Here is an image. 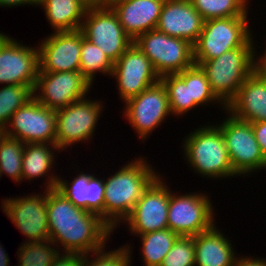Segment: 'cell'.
I'll return each instance as SVG.
<instances>
[{
    "label": "cell",
    "mask_w": 266,
    "mask_h": 266,
    "mask_svg": "<svg viewBox=\"0 0 266 266\" xmlns=\"http://www.w3.org/2000/svg\"><path fill=\"white\" fill-rule=\"evenodd\" d=\"M225 112L227 118L216 125L221 129L234 172L245 177L266 169V160L256 140L252 123Z\"/></svg>",
    "instance_id": "cell-6"
},
{
    "label": "cell",
    "mask_w": 266,
    "mask_h": 266,
    "mask_svg": "<svg viewBox=\"0 0 266 266\" xmlns=\"http://www.w3.org/2000/svg\"><path fill=\"white\" fill-rule=\"evenodd\" d=\"M142 243V261L144 266H161L166 254L180 237L169 228L138 235Z\"/></svg>",
    "instance_id": "cell-27"
},
{
    "label": "cell",
    "mask_w": 266,
    "mask_h": 266,
    "mask_svg": "<svg viewBox=\"0 0 266 266\" xmlns=\"http://www.w3.org/2000/svg\"><path fill=\"white\" fill-rule=\"evenodd\" d=\"M170 189L160 175L144 191L142 197L123 221L132 235L138 236L168 228ZM127 222V223H126Z\"/></svg>",
    "instance_id": "cell-15"
},
{
    "label": "cell",
    "mask_w": 266,
    "mask_h": 266,
    "mask_svg": "<svg viewBox=\"0 0 266 266\" xmlns=\"http://www.w3.org/2000/svg\"><path fill=\"white\" fill-rule=\"evenodd\" d=\"M161 266H195V236H180L164 257Z\"/></svg>",
    "instance_id": "cell-35"
},
{
    "label": "cell",
    "mask_w": 266,
    "mask_h": 266,
    "mask_svg": "<svg viewBox=\"0 0 266 266\" xmlns=\"http://www.w3.org/2000/svg\"><path fill=\"white\" fill-rule=\"evenodd\" d=\"M256 140L260 146L262 155L266 160V121L252 123Z\"/></svg>",
    "instance_id": "cell-36"
},
{
    "label": "cell",
    "mask_w": 266,
    "mask_h": 266,
    "mask_svg": "<svg viewBox=\"0 0 266 266\" xmlns=\"http://www.w3.org/2000/svg\"><path fill=\"white\" fill-rule=\"evenodd\" d=\"M264 53L257 55L260 52L255 51L254 55V73L258 75L266 84V48ZM261 55V56H260Z\"/></svg>",
    "instance_id": "cell-38"
},
{
    "label": "cell",
    "mask_w": 266,
    "mask_h": 266,
    "mask_svg": "<svg viewBox=\"0 0 266 266\" xmlns=\"http://www.w3.org/2000/svg\"><path fill=\"white\" fill-rule=\"evenodd\" d=\"M23 242L16 252L19 259L17 266H50L62 253L61 247L54 248L57 246L50 239L41 242Z\"/></svg>",
    "instance_id": "cell-31"
},
{
    "label": "cell",
    "mask_w": 266,
    "mask_h": 266,
    "mask_svg": "<svg viewBox=\"0 0 266 266\" xmlns=\"http://www.w3.org/2000/svg\"><path fill=\"white\" fill-rule=\"evenodd\" d=\"M255 49L239 47L209 61H194L204 71L212 92L225 106L254 72Z\"/></svg>",
    "instance_id": "cell-4"
},
{
    "label": "cell",
    "mask_w": 266,
    "mask_h": 266,
    "mask_svg": "<svg viewBox=\"0 0 266 266\" xmlns=\"http://www.w3.org/2000/svg\"><path fill=\"white\" fill-rule=\"evenodd\" d=\"M80 30L113 63L134 43L110 5L88 7Z\"/></svg>",
    "instance_id": "cell-10"
},
{
    "label": "cell",
    "mask_w": 266,
    "mask_h": 266,
    "mask_svg": "<svg viewBox=\"0 0 266 266\" xmlns=\"http://www.w3.org/2000/svg\"><path fill=\"white\" fill-rule=\"evenodd\" d=\"M145 159L135 158L104 179V221L113 230L123 224L144 191L161 175Z\"/></svg>",
    "instance_id": "cell-2"
},
{
    "label": "cell",
    "mask_w": 266,
    "mask_h": 266,
    "mask_svg": "<svg viewBox=\"0 0 266 266\" xmlns=\"http://www.w3.org/2000/svg\"><path fill=\"white\" fill-rule=\"evenodd\" d=\"M95 175L82 171L70 183L59 175L56 189L75 206L98 214L104 220V179Z\"/></svg>",
    "instance_id": "cell-21"
},
{
    "label": "cell",
    "mask_w": 266,
    "mask_h": 266,
    "mask_svg": "<svg viewBox=\"0 0 266 266\" xmlns=\"http://www.w3.org/2000/svg\"><path fill=\"white\" fill-rule=\"evenodd\" d=\"M111 76L116 79L123 103L160 80L150 60L135 43L114 63Z\"/></svg>",
    "instance_id": "cell-17"
},
{
    "label": "cell",
    "mask_w": 266,
    "mask_h": 266,
    "mask_svg": "<svg viewBox=\"0 0 266 266\" xmlns=\"http://www.w3.org/2000/svg\"><path fill=\"white\" fill-rule=\"evenodd\" d=\"M237 256L234 266H266L265 258H257L254 256Z\"/></svg>",
    "instance_id": "cell-39"
},
{
    "label": "cell",
    "mask_w": 266,
    "mask_h": 266,
    "mask_svg": "<svg viewBox=\"0 0 266 266\" xmlns=\"http://www.w3.org/2000/svg\"><path fill=\"white\" fill-rule=\"evenodd\" d=\"M2 133L24 144H55L56 110L44 107L33 98L13 113Z\"/></svg>",
    "instance_id": "cell-13"
},
{
    "label": "cell",
    "mask_w": 266,
    "mask_h": 266,
    "mask_svg": "<svg viewBox=\"0 0 266 266\" xmlns=\"http://www.w3.org/2000/svg\"><path fill=\"white\" fill-rule=\"evenodd\" d=\"M91 87L80 71L38 72L33 93L41 105L57 110L88 96Z\"/></svg>",
    "instance_id": "cell-12"
},
{
    "label": "cell",
    "mask_w": 266,
    "mask_h": 266,
    "mask_svg": "<svg viewBox=\"0 0 266 266\" xmlns=\"http://www.w3.org/2000/svg\"><path fill=\"white\" fill-rule=\"evenodd\" d=\"M89 7L90 6H103L109 5V0H83Z\"/></svg>",
    "instance_id": "cell-42"
},
{
    "label": "cell",
    "mask_w": 266,
    "mask_h": 266,
    "mask_svg": "<svg viewBox=\"0 0 266 266\" xmlns=\"http://www.w3.org/2000/svg\"><path fill=\"white\" fill-rule=\"evenodd\" d=\"M82 31L54 32L38 43L39 72L79 71Z\"/></svg>",
    "instance_id": "cell-18"
},
{
    "label": "cell",
    "mask_w": 266,
    "mask_h": 266,
    "mask_svg": "<svg viewBox=\"0 0 266 266\" xmlns=\"http://www.w3.org/2000/svg\"><path fill=\"white\" fill-rule=\"evenodd\" d=\"M53 32L75 31L82 27L89 7L83 0H37Z\"/></svg>",
    "instance_id": "cell-25"
},
{
    "label": "cell",
    "mask_w": 266,
    "mask_h": 266,
    "mask_svg": "<svg viewBox=\"0 0 266 266\" xmlns=\"http://www.w3.org/2000/svg\"><path fill=\"white\" fill-rule=\"evenodd\" d=\"M33 92L28 85H4L0 88V132L7 126L13 113L34 98Z\"/></svg>",
    "instance_id": "cell-32"
},
{
    "label": "cell",
    "mask_w": 266,
    "mask_h": 266,
    "mask_svg": "<svg viewBox=\"0 0 266 266\" xmlns=\"http://www.w3.org/2000/svg\"><path fill=\"white\" fill-rule=\"evenodd\" d=\"M190 92L191 99L199 106L203 107L209 104H220L219 106L226 110V106L215 96L211 90L210 83L205 76L204 71L197 64L190 67Z\"/></svg>",
    "instance_id": "cell-34"
},
{
    "label": "cell",
    "mask_w": 266,
    "mask_h": 266,
    "mask_svg": "<svg viewBox=\"0 0 266 266\" xmlns=\"http://www.w3.org/2000/svg\"><path fill=\"white\" fill-rule=\"evenodd\" d=\"M165 0H110L125 33L134 41L156 28Z\"/></svg>",
    "instance_id": "cell-20"
},
{
    "label": "cell",
    "mask_w": 266,
    "mask_h": 266,
    "mask_svg": "<svg viewBox=\"0 0 266 266\" xmlns=\"http://www.w3.org/2000/svg\"><path fill=\"white\" fill-rule=\"evenodd\" d=\"M160 80L167 89L169 106L172 115H186L188 111L199 107L190 92V67L178 74L162 76Z\"/></svg>",
    "instance_id": "cell-26"
},
{
    "label": "cell",
    "mask_w": 266,
    "mask_h": 266,
    "mask_svg": "<svg viewBox=\"0 0 266 266\" xmlns=\"http://www.w3.org/2000/svg\"><path fill=\"white\" fill-rule=\"evenodd\" d=\"M114 63L96 46L84 37L82 32V47L80 52L79 71L93 85L96 73L111 76Z\"/></svg>",
    "instance_id": "cell-28"
},
{
    "label": "cell",
    "mask_w": 266,
    "mask_h": 266,
    "mask_svg": "<svg viewBox=\"0 0 266 266\" xmlns=\"http://www.w3.org/2000/svg\"><path fill=\"white\" fill-rule=\"evenodd\" d=\"M204 20L248 16L250 0H190Z\"/></svg>",
    "instance_id": "cell-30"
},
{
    "label": "cell",
    "mask_w": 266,
    "mask_h": 266,
    "mask_svg": "<svg viewBox=\"0 0 266 266\" xmlns=\"http://www.w3.org/2000/svg\"><path fill=\"white\" fill-rule=\"evenodd\" d=\"M224 235L214 224L195 236V266H234L238 255Z\"/></svg>",
    "instance_id": "cell-23"
},
{
    "label": "cell",
    "mask_w": 266,
    "mask_h": 266,
    "mask_svg": "<svg viewBox=\"0 0 266 266\" xmlns=\"http://www.w3.org/2000/svg\"><path fill=\"white\" fill-rule=\"evenodd\" d=\"M248 20V16L205 20L193 44L194 61H209L239 47H256Z\"/></svg>",
    "instance_id": "cell-5"
},
{
    "label": "cell",
    "mask_w": 266,
    "mask_h": 266,
    "mask_svg": "<svg viewBox=\"0 0 266 266\" xmlns=\"http://www.w3.org/2000/svg\"><path fill=\"white\" fill-rule=\"evenodd\" d=\"M226 111L251 123L266 121V84L254 72L244 81Z\"/></svg>",
    "instance_id": "cell-22"
},
{
    "label": "cell",
    "mask_w": 266,
    "mask_h": 266,
    "mask_svg": "<svg viewBox=\"0 0 266 266\" xmlns=\"http://www.w3.org/2000/svg\"><path fill=\"white\" fill-rule=\"evenodd\" d=\"M5 215L25 236L26 242H41L50 239L47 215V190L37 195L2 198Z\"/></svg>",
    "instance_id": "cell-14"
},
{
    "label": "cell",
    "mask_w": 266,
    "mask_h": 266,
    "mask_svg": "<svg viewBox=\"0 0 266 266\" xmlns=\"http://www.w3.org/2000/svg\"><path fill=\"white\" fill-rule=\"evenodd\" d=\"M183 139L184 159L201 177L224 179L238 177L234 172L221 129L214 124L196 128Z\"/></svg>",
    "instance_id": "cell-3"
},
{
    "label": "cell",
    "mask_w": 266,
    "mask_h": 266,
    "mask_svg": "<svg viewBox=\"0 0 266 266\" xmlns=\"http://www.w3.org/2000/svg\"><path fill=\"white\" fill-rule=\"evenodd\" d=\"M50 266H81V255L61 253Z\"/></svg>",
    "instance_id": "cell-37"
},
{
    "label": "cell",
    "mask_w": 266,
    "mask_h": 266,
    "mask_svg": "<svg viewBox=\"0 0 266 266\" xmlns=\"http://www.w3.org/2000/svg\"><path fill=\"white\" fill-rule=\"evenodd\" d=\"M102 248L87 255H81V266H131L132 249L131 243L120 246L118 249L105 251ZM93 254V255H92ZM94 256L93 259L91 257Z\"/></svg>",
    "instance_id": "cell-33"
},
{
    "label": "cell",
    "mask_w": 266,
    "mask_h": 266,
    "mask_svg": "<svg viewBox=\"0 0 266 266\" xmlns=\"http://www.w3.org/2000/svg\"><path fill=\"white\" fill-rule=\"evenodd\" d=\"M124 106L125 119L143 142L172 115L167 89L161 80L128 99Z\"/></svg>",
    "instance_id": "cell-11"
},
{
    "label": "cell",
    "mask_w": 266,
    "mask_h": 266,
    "mask_svg": "<svg viewBox=\"0 0 266 266\" xmlns=\"http://www.w3.org/2000/svg\"><path fill=\"white\" fill-rule=\"evenodd\" d=\"M24 5L37 6V0H0V7H17Z\"/></svg>",
    "instance_id": "cell-40"
},
{
    "label": "cell",
    "mask_w": 266,
    "mask_h": 266,
    "mask_svg": "<svg viewBox=\"0 0 266 266\" xmlns=\"http://www.w3.org/2000/svg\"><path fill=\"white\" fill-rule=\"evenodd\" d=\"M39 72L38 46L23 45L5 33L0 37V84L34 89Z\"/></svg>",
    "instance_id": "cell-16"
},
{
    "label": "cell",
    "mask_w": 266,
    "mask_h": 266,
    "mask_svg": "<svg viewBox=\"0 0 266 266\" xmlns=\"http://www.w3.org/2000/svg\"><path fill=\"white\" fill-rule=\"evenodd\" d=\"M204 22L190 0H165L155 29L187 40L193 45L203 29Z\"/></svg>",
    "instance_id": "cell-19"
},
{
    "label": "cell",
    "mask_w": 266,
    "mask_h": 266,
    "mask_svg": "<svg viewBox=\"0 0 266 266\" xmlns=\"http://www.w3.org/2000/svg\"><path fill=\"white\" fill-rule=\"evenodd\" d=\"M87 98L56 110L55 144L62 152L75 143L90 142L94 136L105 105L100 100Z\"/></svg>",
    "instance_id": "cell-9"
},
{
    "label": "cell",
    "mask_w": 266,
    "mask_h": 266,
    "mask_svg": "<svg viewBox=\"0 0 266 266\" xmlns=\"http://www.w3.org/2000/svg\"><path fill=\"white\" fill-rule=\"evenodd\" d=\"M55 149V150H54ZM60 149L56 144L51 143H28L25 144L23 159H22V176L21 181L39 179L45 177L47 180L44 183V190L56 188L58 182V175L52 174L54 160L57 154L55 152ZM56 155V156H55ZM50 172V173H49ZM47 176V177H46ZM23 179V180H22Z\"/></svg>",
    "instance_id": "cell-24"
},
{
    "label": "cell",
    "mask_w": 266,
    "mask_h": 266,
    "mask_svg": "<svg viewBox=\"0 0 266 266\" xmlns=\"http://www.w3.org/2000/svg\"><path fill=\"white\" fill-rule=\"evenodd\" d=\"M25 144L0 132V176L11 177L20 184L22 176V159Z\"/></svg>",
    "instance_id": "cell-29"
},
{
    "label": "cell",
    "mask_w": 266,
    "mask_h": 266,
    "mask_svg": "<svg viewBox=\"0 0 266 266\" xmlns=\"http://www.w3.org/2000/svg\"><path fill=\"white\" fill-rule=\"evenodd\" d=\"M134 43L150 60L160 78L178 74L194 64L193 45L189 41L156 29L139 35Z\"/></svg>",
    "instance_id": "cell-7"
},
{
    "label": "cell",
    "mask_w": 266,
    "mask_h": 266,
    "mask_svg": "<svg viewBox=\"0 0 266 266\" xmlns=\"http://www.w3.org/2000/svg\"><path fill=\"white\" fill-rule=\"evenodd\" d=\"M47 215L50 240L64 253L91 254L115 232L100 215L75 206L56 188L47 190Z\"/></svg>",
    "instance_id": "cell-1"
},
{
    "label": "cell",
    "mask_w": 266,
    "mask_h": 266,
    "mask_svg": "<svg viewBox=\"0 0 266 266\" xmlns=\"http://www.w3.org/2000/svg\"><path fill=\"white\" fill-rule=\"evenodd\" d=\"M10 259L8 257V253L0 244V266H10Z\"/></svg>",
    "instance_id": "cell-41"
},
{
    "label": "cell",
    "mask_w": 266,
    "mask_h": 266,
    "mask_svg": "<svg viewBox=\"0 0 266 266\" xmlns=\"http://www.w3.org/2000/svg\"><path fill=\"white\" fill-rule=\"evenodd\" d=\"M205 193L174 194L170 189L168 228L179 236L194 237L210 229L215 222V210Z\"/></svg>",
    "instance_id": "cell-8"
}]
</instances>
